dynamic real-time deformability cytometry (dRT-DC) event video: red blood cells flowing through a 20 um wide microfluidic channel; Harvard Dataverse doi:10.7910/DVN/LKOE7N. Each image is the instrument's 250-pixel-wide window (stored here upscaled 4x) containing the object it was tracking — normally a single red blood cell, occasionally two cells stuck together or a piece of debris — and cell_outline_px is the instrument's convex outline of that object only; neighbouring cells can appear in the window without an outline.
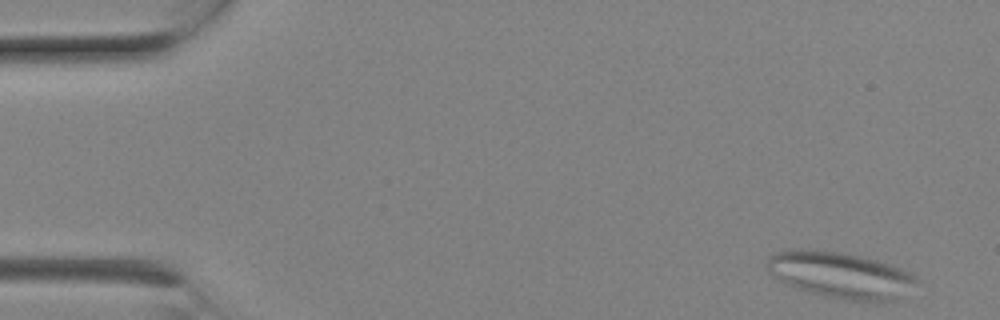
{"species": "Egyptian fruit bat (a non-hibernating species)", "species_latin": "Rousettus aegyptiacus", "temperature_condition": "room temperature", "stored_images_in_passage": 6, "camera_frame_rate_fps": 3000, "um_per_image_px": 0.085, "animal": {"sex": "female"}, "frame": {"image": 1, "passage_image": 1, "time_ms": 0.0, "image_size_px": [1000, 320], "cell_outline_px": [[916, 280], [896, 300], [852, 300], [824, 296], [788, 284], [772, 276], [768, 272], [764, 264], [768, 256], [776, 252], [792, 248], [808, 248], [840, 252], [860, 256], [892, 264], [916, 276]], "centroid_in_image_um": [71.33, 23.32], "position_along_channel_um": 13.7, "area_um2": 39.82}}